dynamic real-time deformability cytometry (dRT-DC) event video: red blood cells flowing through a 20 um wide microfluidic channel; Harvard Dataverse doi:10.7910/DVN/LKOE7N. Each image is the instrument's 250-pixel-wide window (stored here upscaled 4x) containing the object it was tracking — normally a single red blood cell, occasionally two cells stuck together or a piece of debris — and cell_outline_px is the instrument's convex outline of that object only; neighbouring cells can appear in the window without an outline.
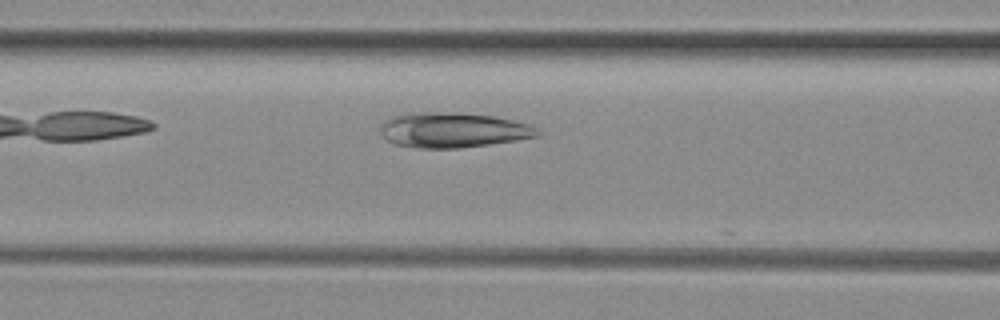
{"species": "common noctule bat (a hibernating species)", "species_latin": "Nyctalus noctula", "temperature_condition": "room temperature", "stored_images_in_passage": 12, "camera_frame_rate_fps": 3000, "um_per_image_px": 0.085, "animal": {"sex": "female", "body_mass_g": 29.2, "forearm_length_mm": 56.3}, "frame": {"image": 1, "passage_image": 5, "time_ms": 1.333, "image_size_px": [1000, 320], "cell_outline_px": [[544, 132], [540, 136], [516, 140], [460, 148], [416, 148], [396, 144], [384, 140], [380, 132], [380, 128], [388, 116], [408, 112], [452, 112], [496, 116], [528, 124]], "centroid_in_image_um": [38.47, 11.04], "position_along_channel_um": 128.1, "area_um2": 32.54}}
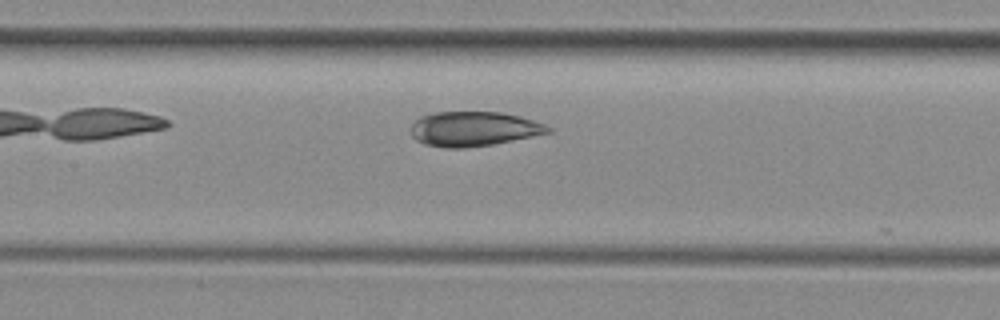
{"frame": {"image": 2, "passage_image": 8, "time_ms": 2.333, "image_size_px": [1000, 320], "cell_outline_px": [[552, 132], [492, 144], [464, 148], [444, 148], [424, 144], [416, 140], [412, 136], [412, 124], [420, 116], [436, 112], [504, 112], [520, 116], [544, 124], [552, 128]], "centroid_in_image_um": [40.25, 10.95], "position_along_channel_um": 167.1, "area_um2": 27.63}}
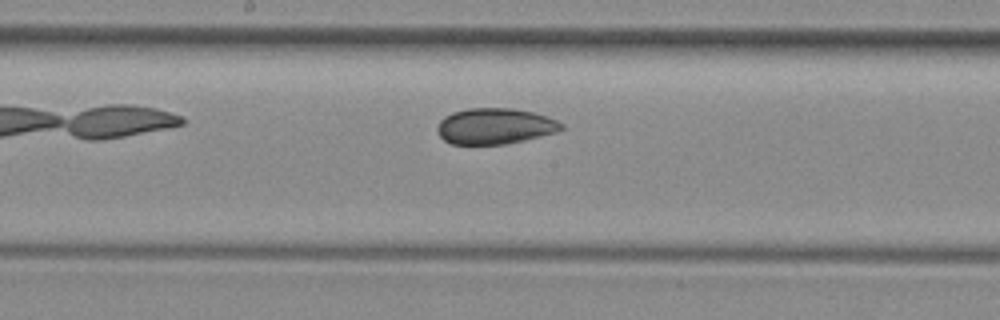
{"frame": {"image": 3, "passage_image": 11, "time_ms": 3.333, "image_size_px": [1000, 320], "cell_outline_px": [[564, 128], [556, 132], [524, 140], [504, 144], [452, 144], [444, 140], [440, 136], [436, 128], [440, 120], [444, 116], [452, 112], [468, 108], [512, 108], [532, 112], [548, 116], [564, 124]], "centroid_in_image_um": [42.06, 10.71], "position_along_channel_um": 206.1, "area_um2": 26.01}}